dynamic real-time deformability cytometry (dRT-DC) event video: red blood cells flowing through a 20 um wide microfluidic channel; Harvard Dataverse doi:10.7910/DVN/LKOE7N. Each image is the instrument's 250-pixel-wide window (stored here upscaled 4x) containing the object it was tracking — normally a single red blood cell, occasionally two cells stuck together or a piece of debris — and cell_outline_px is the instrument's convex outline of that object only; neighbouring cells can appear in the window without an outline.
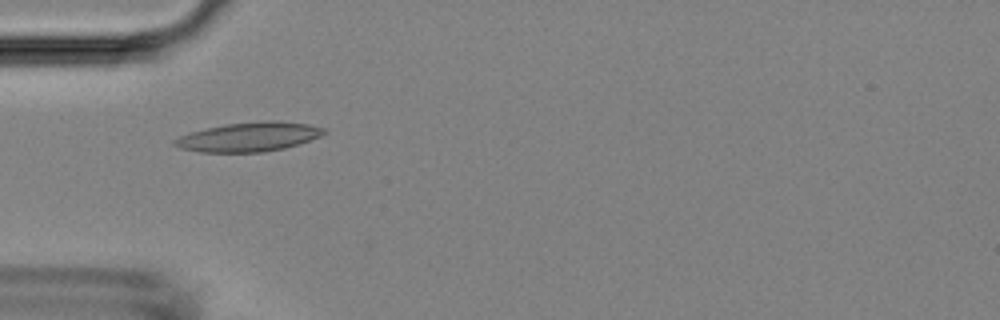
{"species": "Egyptian fruit bat (a non-hibernating species)", "species_latin": "Rousettus aegyptiacus", "temperature_condition": "room temperature", "stored_images_in_passage": 6, "camera_frame_rate_fps": 3000, "um_per_image_px": 0.085, "animal": {"sex": "female"}, "frame": {"image": 1, "passage_image": 5, "time_ms": 4.667, "image_size_px": [1000, 320], "cell_outline_px": [[328, 132], [320, 136], [300, 144], [284, 148], [264, 152], [200, 152], [180, 148], [172, 144], [172, 140], [180, 136], [192, 132], [224, 124], [268, 120], [272, 120], [308, 124], [324, 128]], "centroid_in_image_um": [21.17, 11.64], "position_along_channel_um": 63.8, "area_um2": 25.43}}